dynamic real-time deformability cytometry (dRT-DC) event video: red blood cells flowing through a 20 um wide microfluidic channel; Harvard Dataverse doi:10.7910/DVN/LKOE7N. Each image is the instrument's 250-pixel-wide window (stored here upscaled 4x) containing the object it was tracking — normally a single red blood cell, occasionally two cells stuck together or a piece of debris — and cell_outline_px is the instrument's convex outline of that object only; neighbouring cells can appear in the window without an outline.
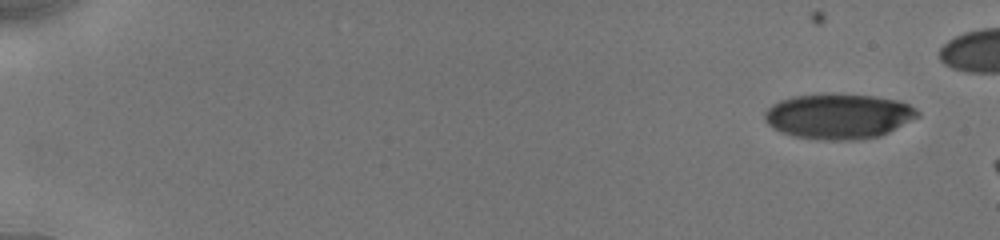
{"species": "human", "species_latin": "Homo sapiens", "temperature_condition": "cold", "stored_images_in_passage": 15, "camera_frame_rate_fps": 3000, "um_per_image_px": 0.085, "donor": {"sex": "male"}, "frame": {"image": 1, "passage_image": 1, "time_ms": 0.0, "image_size_px": [1000, 240], "cell_outline_px": [[920, 116], [880, 136], [856, 140], [824, 140], [796, 136], [780, 132], [772, 128], [764, 120], [764, 112], [772, 104], [780, 100], [796, 96], [824, 92], [876, 96], [900, 100], [916, 108], [920, 112]], "centroid_in_image_um": [71.28, 9.86], "position_along_channel_um": 13.7, "area_um2": 40.81}}
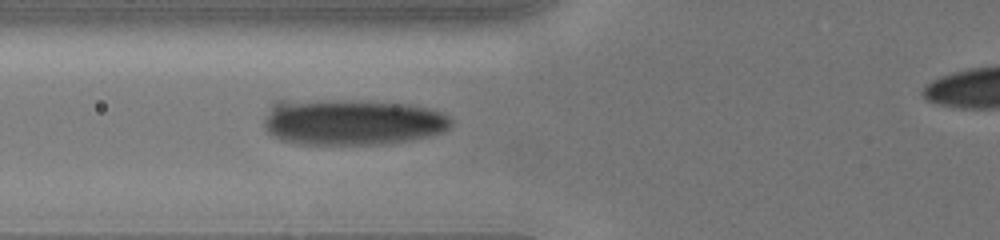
{"frame": {"image": 2, "passage_image": 13, "time_ms": 6.333, "image_size_px": [1000, 240], "cell_outline_px": [[452, 124], [444, 132], [428, 136], [408, 140], [380, 144], [300, 144], [280, 140], [272, 136], [264, 128], [264, 120], [272, 104], [276, 100], [284, 100], [400, 104], [428, 108], [440, 112], [448, 116], [452, 120]], "centroid_in_image_um": [29.87, 10.41], "position_along_channel_um": 95.9, "area_um2": 49.25}}
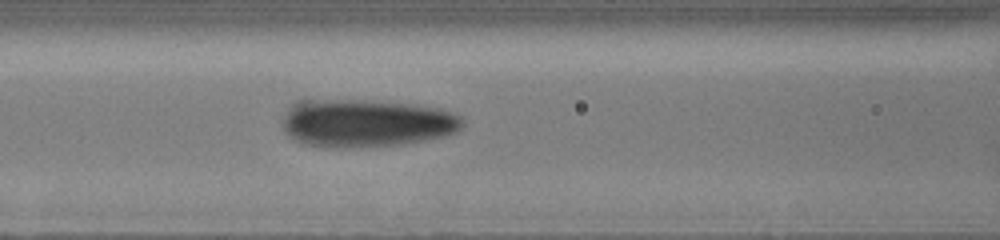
{"frame": {"image": 3, "passage_image": 15, "time_ms": 7.333, "image_size_px": [1000, 240], "cell_outline_px": [[464, 124], [456, 132], [444, 136], [424, 140], [400, 144], [340, 148], [324, 148], [308, 144], [296, 140], [284, 132], [284, 116], [292, 104], [296, 100], [360, 100], [412, 104], [440, 108], [452, 112], [460, 116], [464, 120]], "centroid_in_image_um": [31.13, 10.46], "position_along_channel_um": 135.5, "area_um2": 50.11}}